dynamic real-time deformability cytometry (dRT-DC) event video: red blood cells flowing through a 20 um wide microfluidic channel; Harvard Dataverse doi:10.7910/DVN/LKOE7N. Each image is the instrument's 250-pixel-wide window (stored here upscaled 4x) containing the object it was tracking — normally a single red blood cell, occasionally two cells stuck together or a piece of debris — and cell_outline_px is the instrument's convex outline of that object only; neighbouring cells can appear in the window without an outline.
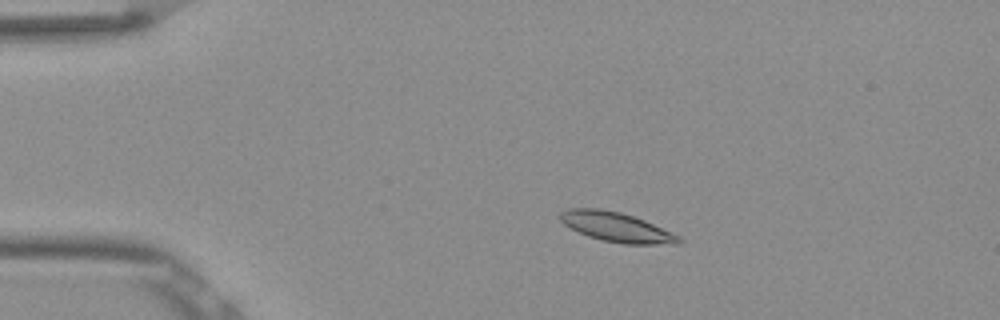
{"species": "Egyptian fruit bat (a non-hibernating species)", "species_latin": "Rousettus aegyptiacus", "temperature_condition": "room temperature", "stored_images_in_passage": 53, "camera_frame_rate_fps": 3000, "um_per_image_px": 0.085, "frame": {"image": 1, "passage_image": 10, "time_ms": 3.0, "image_size_px": [1000, 320], "cell_outline_px": [[684, 240], [680, 244], [624, 244], [604, 240], [588, 236], [564, 224], [560, 220], [560, 212], [568, 208], [600, 208], [620, 212], [644, 220], [672, 232], [680, 236]], "centroid_in_image_um": [52.43, 19.3], "position_along_channel_um": 32.6, "area_um2": 20.35}}
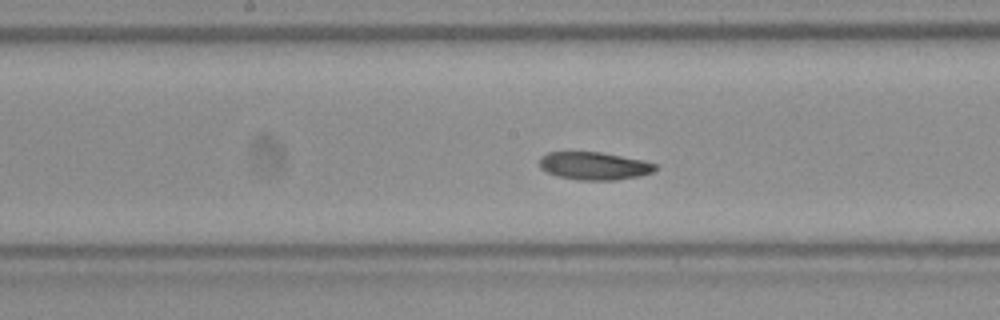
{"frame": {"image": 2, "passage_image": 27, "time_ms": 8.667, "image_size_px": [1000, 320], "cell_outline_px": [[656, 168], [652, 172], [640, 176], [616, 180], [576, 180], [556, 176], [540, 168], [540, 156], [548, 152], [600, 152], [644, 160], [656, 164]], "centroid_in_image_um": [50.49, 14.1], "position_along_channel_um": 197.7, "area_um2": 18.84}}
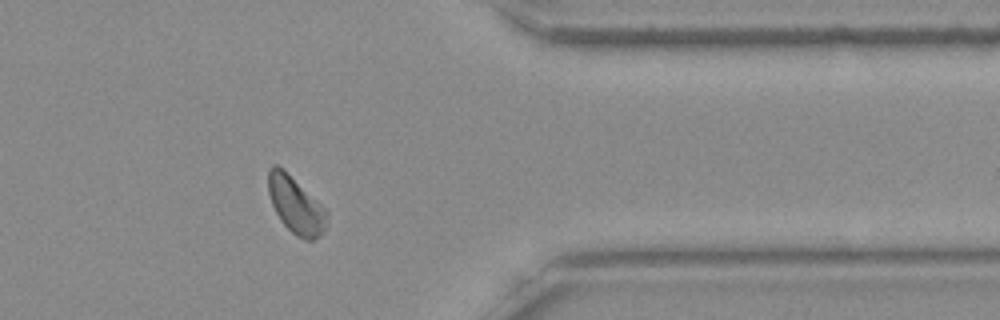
{"frame": {"image": 3, "passage_image": 43, "time_ms": 14.0, "image_size_px": [1000, 320], "cell_outline_px": [[328, 216], [324, 232], [320, 236], [312, 240], [304, 240], [296, 236], [280, 220], [272, 204], [268, 192], [268, 168], [272, 164], [276, 164], [320, 204], [328, 212]], "centroid_in_image_um": [25.13, 17.48], "position_along_channel_um": 386.3, "area_um2": 18.9}}